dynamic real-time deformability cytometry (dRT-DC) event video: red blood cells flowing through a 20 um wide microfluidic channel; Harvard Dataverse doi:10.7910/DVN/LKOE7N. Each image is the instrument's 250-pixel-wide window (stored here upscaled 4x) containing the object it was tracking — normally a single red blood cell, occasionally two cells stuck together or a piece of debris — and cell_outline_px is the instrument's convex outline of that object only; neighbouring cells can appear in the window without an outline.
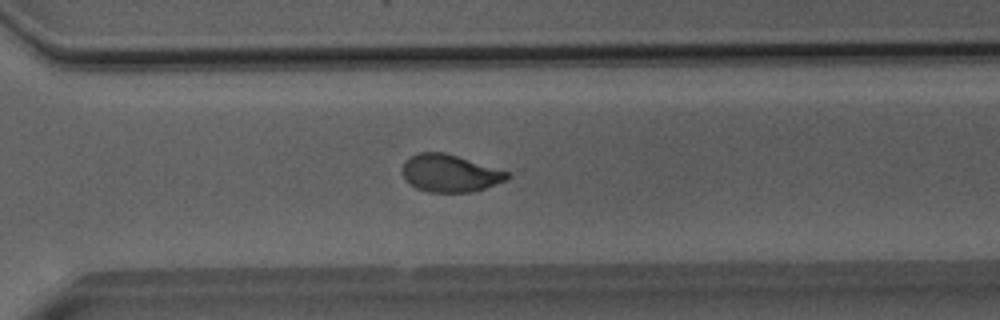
{"species": "Egyptian fruit bat (a non-hibernating species)", "species_latin": "Rousettus aegyptiacus", "temperature_condition": "room temperature", "stored_images_in_passage": 39, "camera_frame_rate_fps": 3000, "um_per_image_px": 0.085, "animal": {"sex": "male"}, "frame": {"image": 1, "passage_image": 28, "time_ms": 9.0, "image_size_px": [1000, 320], "cell_outline_px": [[512, 176], [508, 180], [472, 192], [428, 192], [416, 188], [400, 172], [400, 168], [404, 160], [420, 152], [444, 152], [512, 172]], "centroid_in_image_um": [38.27, 14.72], "position_along_channel_um": 332.3, "area_um2": 23.12}, "authors_computed_cell_mechanics": {"area_um2": 23.6402, "velocity_mm_per_s": 4.0332, "shape_relaxation_time_tau1_ms": 5.1371, "shape_relaxation_time_tau2_ms": 1.2288, "deformation_change_tau1": 0.1626, "deformation_change_tau2": 0.0674}}